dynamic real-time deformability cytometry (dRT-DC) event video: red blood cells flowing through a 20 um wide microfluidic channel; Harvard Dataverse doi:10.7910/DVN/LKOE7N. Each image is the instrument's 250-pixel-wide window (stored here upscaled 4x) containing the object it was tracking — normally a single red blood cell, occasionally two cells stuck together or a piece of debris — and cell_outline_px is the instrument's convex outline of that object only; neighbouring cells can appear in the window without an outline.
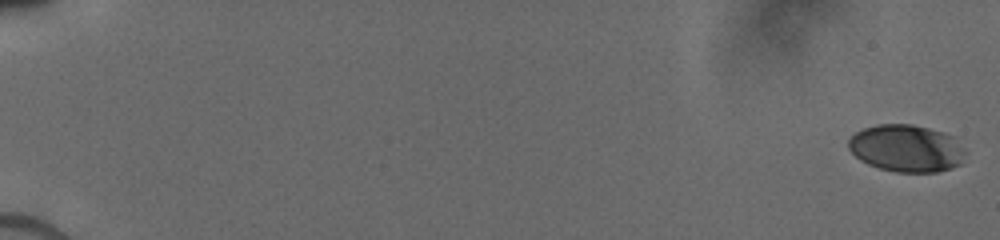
{"species": "human", "species_latin": "Homo sapiens", "temperature_condition": "cold", "stored_images_in_passage": 42, "camera_frame_rate_fps": 3000, "um_per_image_px": 0.085, "donor": {"sex": "male"}, "frame": {"image": 1, "passage_image": 1, "time_ms": 0.0, "image_size_px": [1000, 240], "cell_outline_px": [[964, 152], [960, 164], [952, 168], [936, 172], [896, 172], [880, 168], [868, 164], [860, 160], [848, 148], [848, 140], [856, 132], [864, 128], [876, 124], [912, 124], [944, 132], [952, 136]], "centroid_in_image_um": [77.0, 12.6], "position_along_channel_um": 8.0, "area_um2": 31.91}}
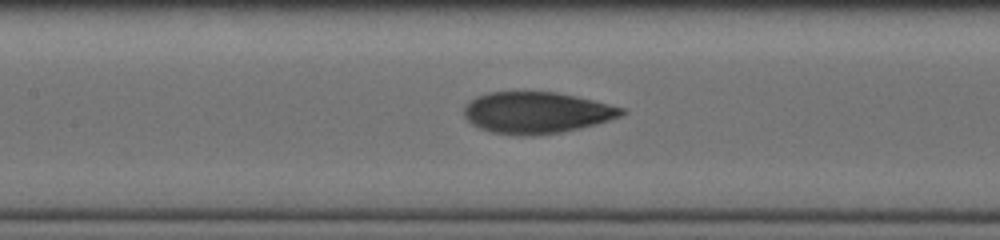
{"frame": {"image": 2, "passage_image": 36, "time_ms": 9.0, "image_size_px": [1000, 240], "cell_outline_px": [[628, 112], [620, 116], [596, 124], [580, 128], [560, 132], [532, 136], [516, 136], [492, 132], [480, 128], [472, 124], [464, 116], [464, 104], [476, 96], [488, 92], [556, 92], [576, 96], [624, 108]], "centroid_in_image_um": [45.58, 9.58], "position_along_channel_um": 161.8, "area_um2": 38.15}}
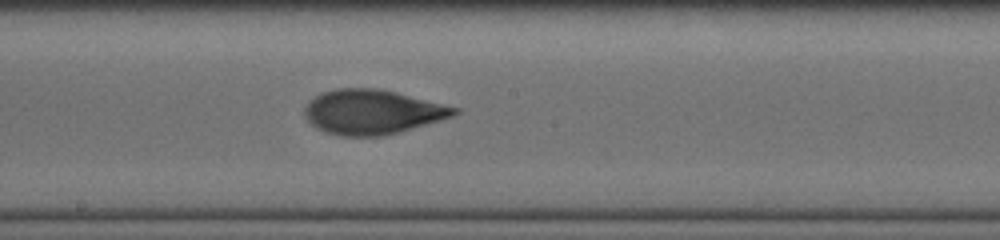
{"frame": {"image": 3, "passage_image": 41, "time_ms": 10.333, "image_size_px": [1000, 240], "cell_outline_px": [[460, 112], [456, 116], [396, 132], [380, 136], [344, 136], [324, 132], [316, 128], [304, 116], [304, 108], [308, 100], [320, 92], [336, 88], [376, 88], [396, 92], [460, 108]], "centroid_in_image_um": [31.62, 9.5], "position_along_channel_um": 216.6, "area_um2": 38.96}}